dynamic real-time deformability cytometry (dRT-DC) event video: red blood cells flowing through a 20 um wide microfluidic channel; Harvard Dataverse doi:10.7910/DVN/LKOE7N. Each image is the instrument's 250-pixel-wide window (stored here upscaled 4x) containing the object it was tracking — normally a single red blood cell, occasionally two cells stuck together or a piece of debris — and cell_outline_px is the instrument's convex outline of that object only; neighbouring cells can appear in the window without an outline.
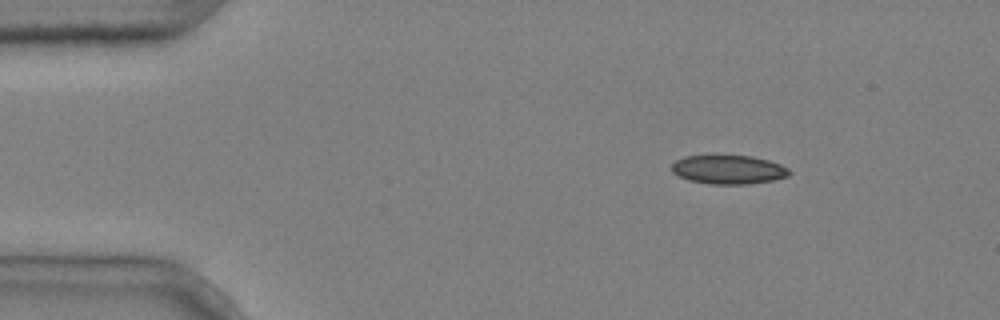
{"species": "common noctule bat (a hibernating species)", "species_latin": "Nyctalus noctula", "temperature_condition": "cold", "stored_images_in_passage": 5, "camera_frame_rate_fps": 3000, "um_per_image_px": 0.085, "animal": {"sex": "male", "body_mass_g": 20.4}, "frame": {"image": 1, "passage_image": 2, "time_ms": 0.333, "image_size_px": [1000, 320], "cell_outline_px": [[792, 172], [788, 176], [772, 180], [748, 184], [708, 184], [688, 180], [672, 172], [672, 164], [676, 160], [684, 156], [712, 152], [716, 152], [752, 156], [768, 160], [780, 164], [788, 168]], "centroid_in_image_um": [61.87, 14.35], "position_along_channel_um": 23.1, "area_um2": 20.75}}
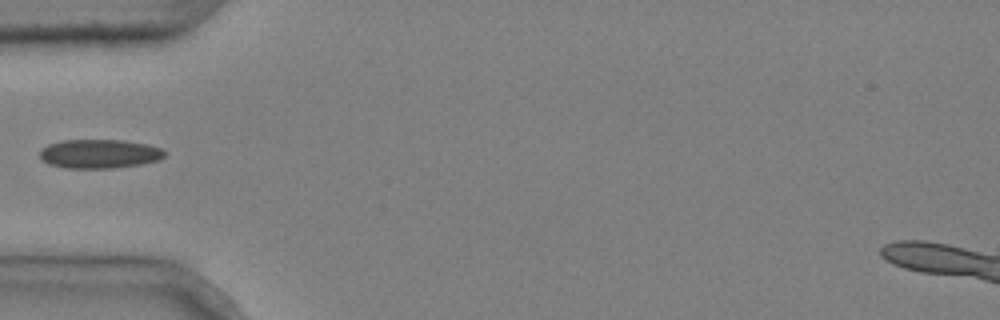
{"frame": {"image": 2, "passage_image": 5, "time_ms": 1.333, "image_size_px": [1000, 320], "cell_outline_px": [[168, 152], [160, 160], [140, 164], [112, 168], [64, 168], [48, 164], [40, 160], [40, 148], [48, 144], [60, 140], [124, 140], [148, 144], [160, 148]], "centroid_in_image_um": [8.42, 13.07], "position_along_channel_um": 76.6, "area_um2": 21.39}}